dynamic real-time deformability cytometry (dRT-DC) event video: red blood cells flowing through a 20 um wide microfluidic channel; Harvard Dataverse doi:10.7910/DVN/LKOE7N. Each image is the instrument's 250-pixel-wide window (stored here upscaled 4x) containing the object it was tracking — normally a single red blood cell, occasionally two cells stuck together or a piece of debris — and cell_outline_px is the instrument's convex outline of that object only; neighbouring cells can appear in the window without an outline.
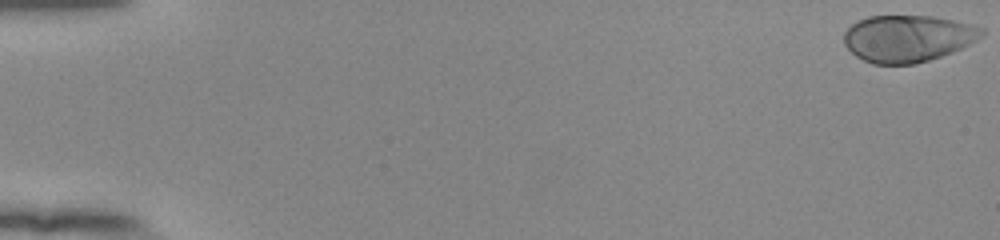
{"species": "human", "species_latin": "Homo sapiens", "temperature_condition": "room temperature", "stored_images_in_passage": 54, "camera_frame_rate_fps": 3000, "um_per_image_px": 0.085, "donor": {"sex": "female"}, "frame": {"image": 1, "passage_image": 1, "time_ms": 0.0, "image_size_px": [1000, 240], "cell_outline_px": [[984, 36], [952, 52], [916, 64], [872, 64], [856, 56], [844, 44], [844, 32], [852, 24], [868, 16], [932, 16], [972, 24], [984, 28]], "centroid_in_image_um": [77.16, 3.26], "position_along_channel_um": 7.8, "area_um2": 37.51}}
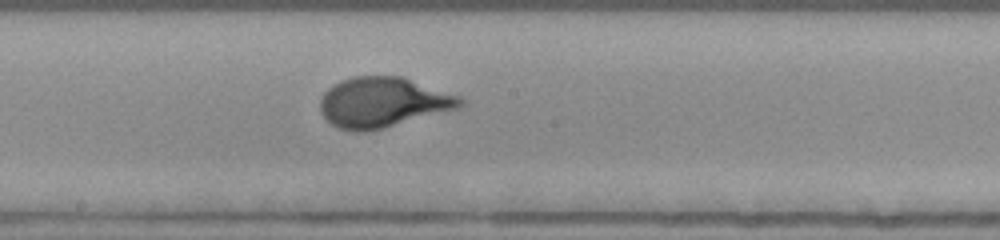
{"frame": {"image": 2, "passage_image": 31, "time_ms": 10.0, "image_size_px": [1000, 240], "cell_outline_px": [[464, 104], [456, 108], [384, 128], [364, 132], [356, 132], [340, 128], [332, 124], [320, 112], [320, 100], [324, 92], [332, 84], [340, 80], [356, 76], [400, 76], [460, 96], [464, 100]], "centroid_in_image_um": [32.5, 8.69], "position_along_channel_um": 215.7, "area_um2": 40.58}}
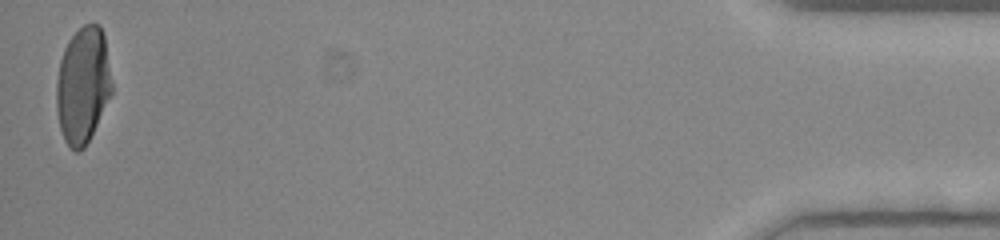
{"frame": {"image": 3, "passage_image": 54, "time_ms": 17.667, "image_size_px": [1000, 240], "cell_outline_px": [[112, 92], [84, 148], [80, 152], [76, 152], [64, 140], [60, 128], [56, 108], [56, 80], [60, 60], [64, 48], [68, 40], [84, 24], [100, 24], [104, 32], [112, 84]], "centroid_in_image_um": [7.03, 7.21], "position_along_channel_um": 428.2, "area_um2": 37.45}, "authors_computed_cell_mechanics": {"area_um2": 38.6682, "velocity_mm_per_s": 3.8572, "shape_relaxation_time_tau1_ms": 3.5198, "shape_relaxation_time_tau2_ms": null, "deformation_change_tau1": 0.1996, "deformation_change_tau2": null}}